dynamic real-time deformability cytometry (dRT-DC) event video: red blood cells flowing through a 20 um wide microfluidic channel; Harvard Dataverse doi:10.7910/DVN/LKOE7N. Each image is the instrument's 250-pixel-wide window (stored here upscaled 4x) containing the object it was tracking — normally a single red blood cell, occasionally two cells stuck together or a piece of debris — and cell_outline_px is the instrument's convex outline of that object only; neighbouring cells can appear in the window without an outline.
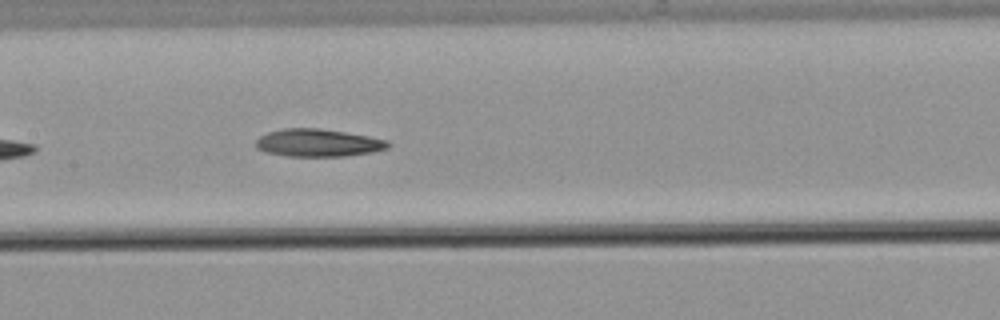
{"species": "common noctule bat (a hibernating species)", "species_latin": "Nyctalus noctula", "temperature_condition": "warm", "stored_images_in_passage": 40, "camera_frame_rate_fps": 3000, "um_per_image_px": 0.085, "animal": {"sex": "male", "body_mass_g": 21.5, "forearm_length_mm": 52.0}, "frame": {"image": 1, "passage_image": 12, "time_ms": 3.667, "image_size_px": [1000, 320], "cell_outline_px": [[392, 144], [388, 148], [372, 152], [344, 156], [288, 156], [264, 152], [256, 148], [256, 140], [260, 136], [268, 132], [284, 128], [320, 128], [368, 136], [388, 140]], "centroid_in_image_um": [27.04, 12.14], "position_along_channel_um": 180.4, "area_um2": 21.33}}
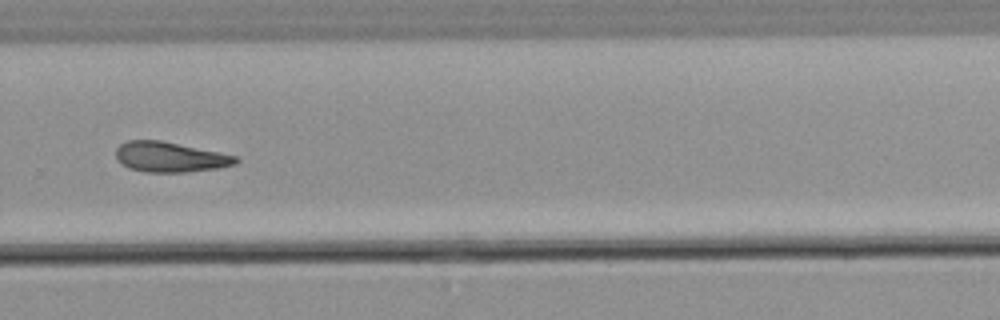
{"frame": {"image": 2, "passage_image": 23, "time_ms": 7.333, "image_size_px": [1000, 320], "cell_outline_px": [[240, 160], [236, 164], [220, 168], [188, 172], [144, 172], [128, 168], [116, 160], [116, 148], [120, 144], [128, 140], [160, 140], [236, 156]], "centroid_in_image_um": [14.42, 13.36], "position_along_channel_um": 315.4, "area_um2": 21.1}}